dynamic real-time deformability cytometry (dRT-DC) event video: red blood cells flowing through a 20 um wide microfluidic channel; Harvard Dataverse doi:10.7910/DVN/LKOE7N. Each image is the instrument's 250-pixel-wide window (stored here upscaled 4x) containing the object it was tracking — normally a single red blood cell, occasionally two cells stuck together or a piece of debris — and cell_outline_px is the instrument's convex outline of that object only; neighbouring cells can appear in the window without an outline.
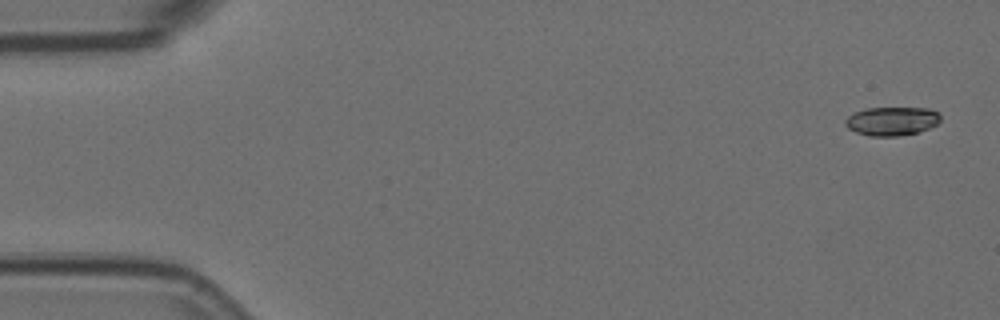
{"species": "Egyptian fruit bat (a non-hibernating species)", "species_latin": "Rousettus aegyptiacus", "temperature_condition": "room temperature", "stored_images_in_passage": 5, "camera_frame_rate_fps": 3000, "um_per_image_px": 0.085, "animal": {"sex": "female"}, "frame": {"image": 1, "passage_image": 1, "time_ms": 0.0, "image_size_px": [1000, 320], "cell_outline_px": [[940, 120], [936, 124], [928, 128], [916, 132], [900, 136], [868, 136], [856, 132], [848, 128], [844, 124], [844, 120], [848, 116], [864, 108], [928, 108], [940, 112]], "centroid_in_image_um": [75.79, 10.29], "position_along_channel_um": 9.2, "area_um2": 15.95}}
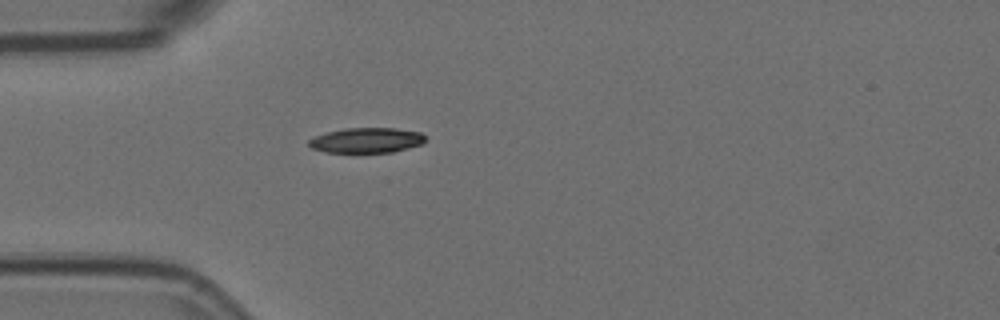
{"frame": {"image": 2, "passage_image": 5, "time_ms": 1.333, "image_size_px": [1000, 320], "cell_outline_px": [[428, 136], [420, 144], [408, 148], [392, 152], [324, 152], [312, 148], [308, 144], [308, 140], [316, 136], [328, 132], [344, 128], [396, 128], [420, 132]], "centroid_in_image_um": [31.17, 11.92], "position_along_channel_um": 53.8, "area_um2": 16.99}}